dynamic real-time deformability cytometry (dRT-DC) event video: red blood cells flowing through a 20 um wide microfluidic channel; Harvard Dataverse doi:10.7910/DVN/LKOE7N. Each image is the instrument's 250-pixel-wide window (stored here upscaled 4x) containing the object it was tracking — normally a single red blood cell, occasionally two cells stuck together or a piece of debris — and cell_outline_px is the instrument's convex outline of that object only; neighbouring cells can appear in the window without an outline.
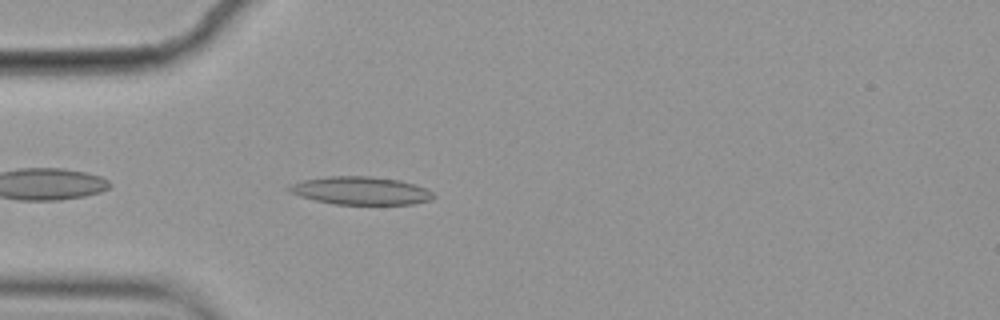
{"species": "common noctule bat (a hibernating species)", "species_latin": "Nyctalus noctula", "temperature_condition": "cold", "stored_images_in_passage": 1, "camera_frame_rate_fps": 3000, "um_per_image_px": 0.085, "animal": {"sex": "female", "body_mass_g": 19.9}, "frame": {"image": 1, "passage_image": 1, "time_ms": 0.0, "image_size_px": [1000, 320], "cell_outline_px": [[436, 196], [432, 200], [412, 204], [332, 204], [300, 196], [284, 188], [288, 184], [304, 180], [328, 176], [368, 176], [400, 180], [416, 184], [428, 188]], "centroid_in_image_um": [30.69, 16.2], "position_along_channel_um": 54.3, "area_um2": 23.7}}